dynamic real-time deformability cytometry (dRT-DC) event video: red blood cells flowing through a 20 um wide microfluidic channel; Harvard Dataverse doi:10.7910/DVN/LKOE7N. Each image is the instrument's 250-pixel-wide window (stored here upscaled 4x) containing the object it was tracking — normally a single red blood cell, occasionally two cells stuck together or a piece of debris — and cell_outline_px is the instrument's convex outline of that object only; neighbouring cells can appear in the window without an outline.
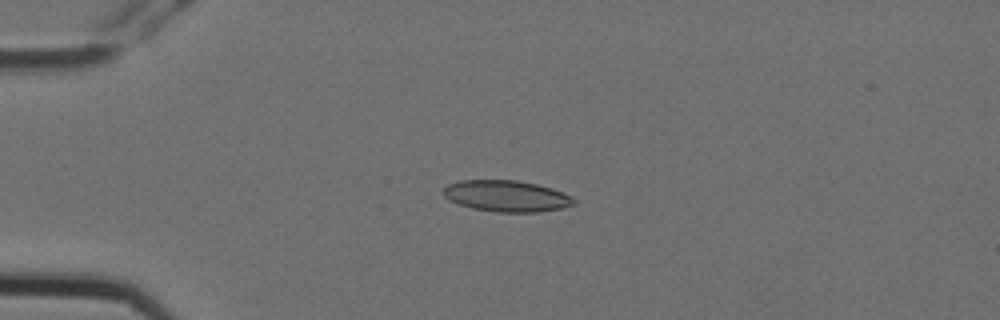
{"species": "Egyptian fruit bat (a non-hibernating species)", "species_latin": "Rousettus aegyptiacus", "temperature_condition": "cold", "stored_images_in_passage": 10, "camera_frame_rate_fps": 3000, "um_per_image_px": 0.085, "animal": {"sex": "female"}, "frame": {"image": 1, "passage_image": 3, "time_ms": 0.667, "image_size_px": [1000, 320], "cell_outline_px": [[576, 204], [564, 208], [536, 212], [496, 212], [472, 208], [448, 200], [440, 192], [448, 184], [460, 180], [516, 180], [536, 184], [552, 188], [576, 200]], "centroid_in_image_um": [43.02, 16.66], "position_along_channel_um": 42.0, "area_um2": 23.81}}
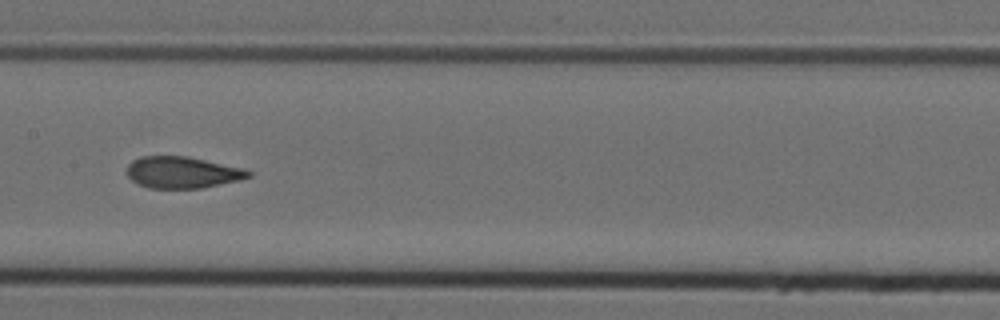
{"frame": {"image": 2, "passage_image": 7, "time_ms": 2.0, "image_size_px": [1000, 320], "cell_outline_px": [[252, 176], [240, 180], [200, 188], [148, 188], [136, 184], [128, 176], [128, 164], [132, 160], [140, 156], [188, 156], [244, 168], [252, 172]], "centroid_in_image_um": [15.5, 14.65], "position_along_channel_um": 191.9, "area_um2": 22.48}}
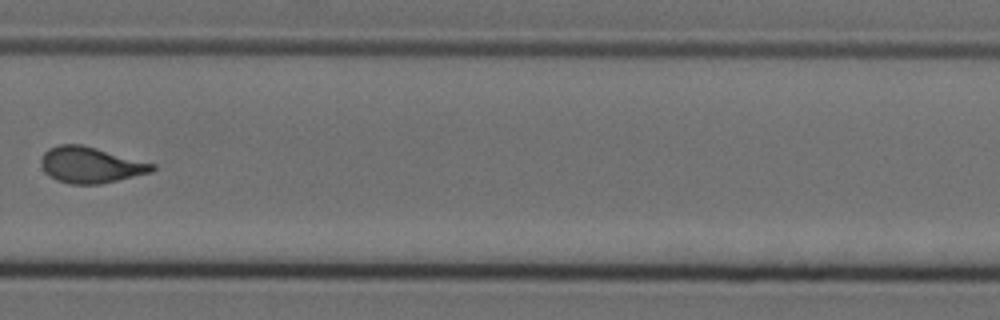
{"frame": {"image": 3, "passage_image": 10, "time_ms": 3.0, "image_size_px": [1000, 320], "cell_outline_px": [[156, 168], [152, 172], [100, 184], [72, 184], [56, 180], [44, 172], [40, 164], [40, 160], [44, 152], [48, 148], [60, 144], [80, 144], [96, 148], [156, 164]], "centroid_in_image_um": [7.68, 14.02], "position_along_channel_um": 322.1, "area_um2": 23.35}}